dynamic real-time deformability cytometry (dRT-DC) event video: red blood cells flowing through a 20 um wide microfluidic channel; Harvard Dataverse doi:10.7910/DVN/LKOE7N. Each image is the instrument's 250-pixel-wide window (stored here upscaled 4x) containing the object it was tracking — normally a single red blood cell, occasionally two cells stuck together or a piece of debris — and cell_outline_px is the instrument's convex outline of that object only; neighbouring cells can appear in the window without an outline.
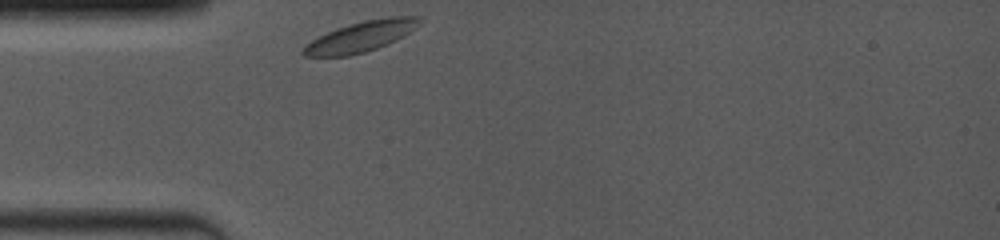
{"species": "common noctule bat (a hibernating species)", "species_latin": "Nyctalus noctula", "temperature_condition": "room temperature", "stored_images_in_passage": 39, "camera_frame_rate_fps": 4000, "um_per_image_px": 0.085, "animal": {"sex": "female", "body_mass_g": 19.0, "forearm_length_mm": 53.3}, "frame": {"image": 1, "passage_image": 1, "time_ms": 0.0, "image_size_px": [1000, 240], "cell_outline_px": [[424, 20], [416, 28], [396, 40], [376, 48], [364, 52], [348, 56], [304, 56], [300, 52], [300, 48], [304, 44], [336, 28], [348, 24], [364, 20], [388, 16], [420, 16]], "centroid_in_image_um": [30.68, 3.09], "position_along_channel_um": 54.3, "area_um2": 20.81}}
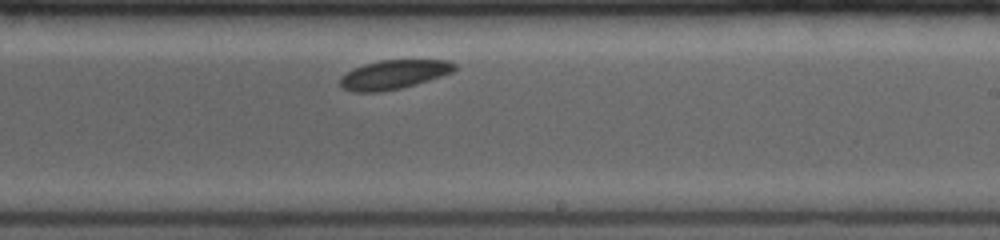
{"frame": {"image": 2, "passage_image": 23, "time_ms": 5.5, "image_size_px": [1000, 240], "cell_outline_px": [[456, 68], [452, 72], [416, 84], [400, 88], [376, 92], [352, 92], [344, 88], [340, 84], [340, 76], [352, 68], [364, 64], [380, 60], [448, 60], [456, 64]], "centroid_in_image_um": [33.44, 6.33], "position_along_channel_um": 255.6, "area_um2": 19.31}}
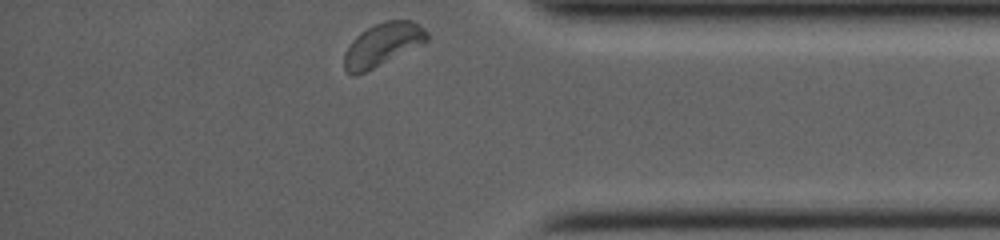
{"frame": {"image": 3, "passage_image": 39, "time_ms": 9.5, "image_size_px": [1000, 240], "cell_outline_px": [[428, 40], [356, 76], [352, 76], [344, 68], [344, 52], [352, 40], [360, 32], [384, 20], [412, 20], [424, 28], [428, 32]], "centroid_in_image_um": [32.48, 3.77], "position_along_channel_um": 402.7, "area_um2": 20.29}}